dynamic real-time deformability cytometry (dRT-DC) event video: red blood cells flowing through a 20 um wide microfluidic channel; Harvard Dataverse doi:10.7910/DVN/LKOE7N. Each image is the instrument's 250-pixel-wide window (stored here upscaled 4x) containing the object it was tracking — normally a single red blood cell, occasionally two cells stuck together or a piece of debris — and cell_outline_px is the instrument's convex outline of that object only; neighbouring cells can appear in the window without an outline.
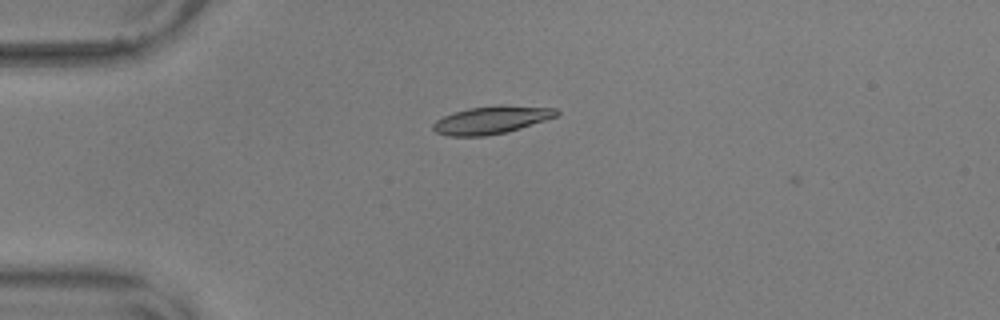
{"species": "common noctule bat (a hibernating species)", "species_latin": "Nyctalus noctula", "temperature_condition": "warm", "stored_images_in_passage": 5, "camera_frame_rate_fps": 3000, "um_per_image_px": 0.085, "animal": {"sex": "male", "body_mass_g": 17.9, "forearm_length_mm": 54.2}, "frame": {"image": 1, "passage_image": 4, "time_ms": 1.0, "image_size_px": [1000, 320], "cell_outline_px": [[560, 112], [556, 116], [508, 132], [484, 136], [448, 136], [436, 132], [432, 128], [432, 124], [436, 120], [452, 112], [468, 108], [500, 104], [556, 108]], "centroid_in_image_um": [41.75, 10.18], "position_along_channel_um": 43.3, "area_um2": 20.06}}